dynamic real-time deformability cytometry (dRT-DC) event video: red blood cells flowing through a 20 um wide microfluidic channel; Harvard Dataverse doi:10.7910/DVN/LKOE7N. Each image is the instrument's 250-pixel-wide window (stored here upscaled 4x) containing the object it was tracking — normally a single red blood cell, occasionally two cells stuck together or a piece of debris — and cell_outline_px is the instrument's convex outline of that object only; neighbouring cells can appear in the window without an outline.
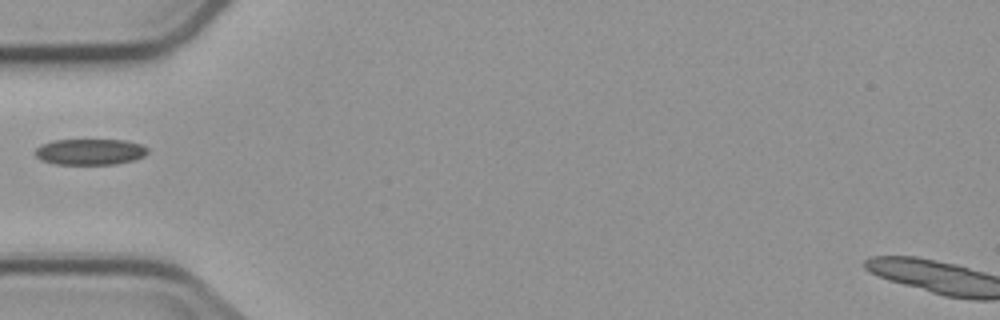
{"species": "common noctule bat (a hibernating species)", "species_latin": "Nyctalus noctula", "temperature_condition": "cold", "stored_images_in_passage": 3, "camera_frame_rate_fps": 3000, "um_per_image_px": 0.085, "animal": {"sex": "male", "body_mass_g": 23.1, "forearm_length_mm": 52.7}, "frame": {"image": 1, "passage_image": 3, "time_ms": 2.333, "image_size_px": [1000, 320], "cell_outline_px": [[148, 152], [144, 156], [136, 160], [116, 164], [56, 164], [40, 160], [36, 156], [36, 148], [40, 144], [52, 140], [124, 140], [140, 144], [148, 148]], "centroid_in_image_um": [7.65, 12.9], "position_along_channel_um": 77.3, "area_um2": 17.17}}